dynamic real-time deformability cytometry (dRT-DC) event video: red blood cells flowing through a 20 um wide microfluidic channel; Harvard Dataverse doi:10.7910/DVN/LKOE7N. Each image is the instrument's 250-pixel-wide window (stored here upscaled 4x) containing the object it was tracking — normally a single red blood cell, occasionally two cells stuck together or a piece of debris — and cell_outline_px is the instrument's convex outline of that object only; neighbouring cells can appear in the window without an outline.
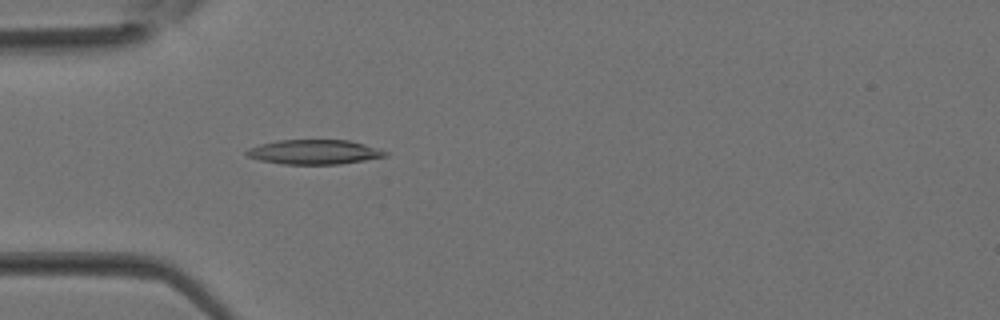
{"species": "Egyptian fruit bat (a non-hibernating species)", "species_latin": "Rousettus aegyptiacus", "temperature_condition": "room temperature", "stored_images_in_passage": 36, "camera_frame_rate_fps": 3000, "um_per_image_px": 0.085, "animal": {"sex": "female"}, "frame": {"image": 1, "passage_image": 11, "time_ms": 3.333, "image_size_px": [1000, 320], "cell_outline_px": [[388, 156], [340, 164], [284, 164], [260, 160], [248, 156], [244, 152], [248, 148], [260, 144], [280, 140], [348, 140], [364, 144], [388, 152]], "centroid_in_image_um": [26.7, 12.92], "position_along_channel_um": 58.3, "area_um2": 19.71}}
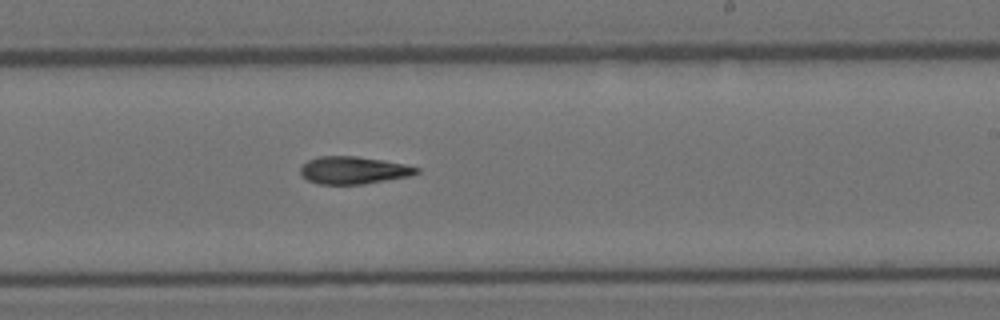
{"frame": {"image": 2, "passage_image": 22, "time_ms": 7.0, "image_size_px": [1000, 320], "cell_outline_px": [[420, 172], [408, 176], [364, 184], [320, 184], [308, 180], [300, 172], [300, 168], [308, 160], [320, 156], [356, 156], [384, 160], [404, 164], [420, 168]], "centroid_in_image_um": [30.06, 14.46], "position_along_channel_um": 258.9, "area_um2": 18.44}}
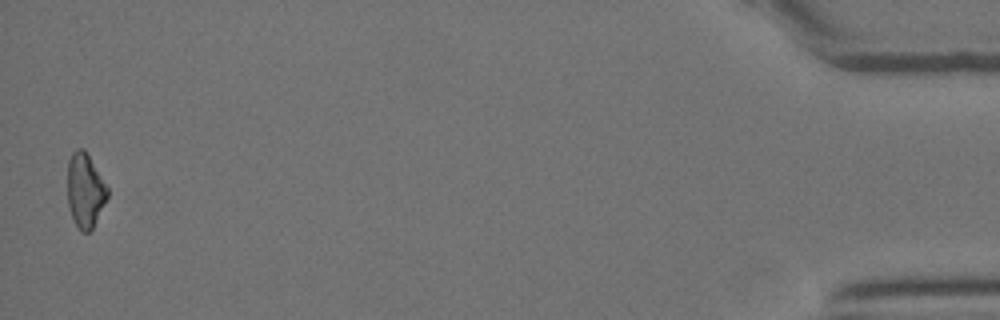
{"frame": {"image": 3, "passage_image": 36, "time_ms": 11.667, "image_size_px": [1000, 320], "cell_outline_px": [[108, 196], [92, 228], [88, 232], [80, 232], [72, 216], [68, 204], [68, 160], [72, 152], [76, 148], [84, 148], [108, 188]], "centroid_in_image_um": [7.22, 16.16], "position_along_channel_um": 428.0, "area_um2": 17.05}}